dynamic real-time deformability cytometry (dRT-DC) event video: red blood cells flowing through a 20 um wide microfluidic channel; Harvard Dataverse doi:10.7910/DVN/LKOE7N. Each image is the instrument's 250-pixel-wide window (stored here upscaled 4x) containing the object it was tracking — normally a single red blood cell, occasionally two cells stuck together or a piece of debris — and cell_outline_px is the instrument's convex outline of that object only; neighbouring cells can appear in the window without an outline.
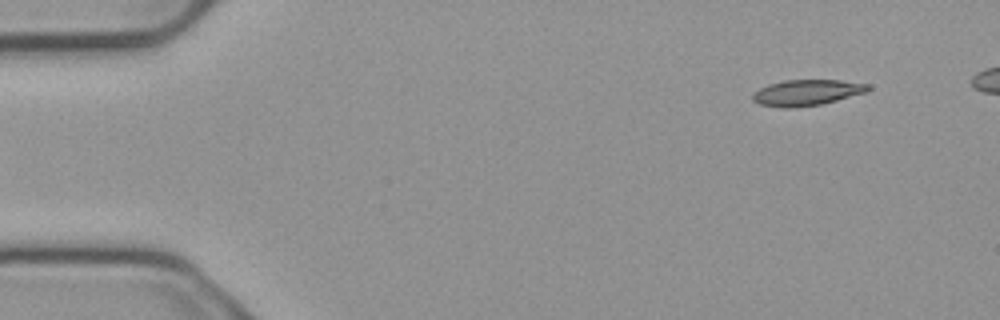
{"species": "common noctule bat (a hibernating species)", "species_latin": "Nyctalus noctula", "temperature_condition": "cold", "stored_images_in_passage": 5, "segment_of_instrument_passage": [2, 2], "camera_frame_rate_fps": 3000, "um_per_image_px": 0.085, "animal": {"sex": "male", "body_mass_g": 23.1, "forearm_length_mm": 52.7}, "frame": {"image": 1, "passage_image": 5, "time_ms": 1.333, "image_size_px": [1000, 320], "cell_outline_px": [[872, 88], [864, 92], [836, 100], [820, 104], [792, 108], [780, 108], [760, 104], [752, 100], [752, 92], [768, 84], [784, 80], [840, 80], [872, 84]], "centroid_in_image_um": [68.55, 7.86], "position_along_channel_um": 16.5, "area_um2": 17.46}}